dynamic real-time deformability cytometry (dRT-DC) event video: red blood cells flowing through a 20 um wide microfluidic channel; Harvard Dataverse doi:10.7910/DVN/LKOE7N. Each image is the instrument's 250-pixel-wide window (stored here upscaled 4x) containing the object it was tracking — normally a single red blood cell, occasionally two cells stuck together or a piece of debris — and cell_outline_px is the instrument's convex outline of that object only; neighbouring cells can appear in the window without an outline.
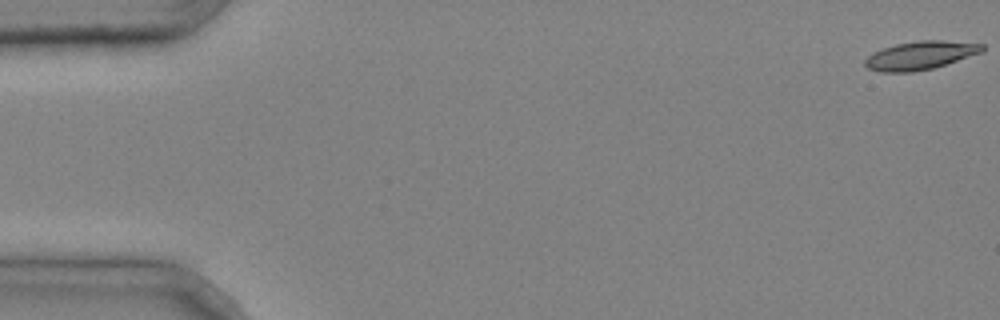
{"species": "common noctule bat (a hibernating species)", "species_latin": "Nyctalus noctula", "temperature_condition": "cold", "stored_images_in_passage": 4, "camera_frame_rate_fps": 3000, "um_per_image_px": 0.085, "animal": {"sex": "male", "body_mass_g": 20.4}, "frame": {"image": 1, "passage_image": 1, "time_ms": 0.0, "image_size_px": [1000, 320], "cell_outline_px": [[984, 48], [980, 52], [932, 68], [912, 72], [880, 72], [868, 68], [864, 64], [864, 60], [868, 56], [884, 48], [896, 44], [920, 40], [940, 40], [984, 44]], "centroid_in_image_um": [78.18, 4.71], "position_along_channel_um": 6.8, "area_um2": 18.9}}
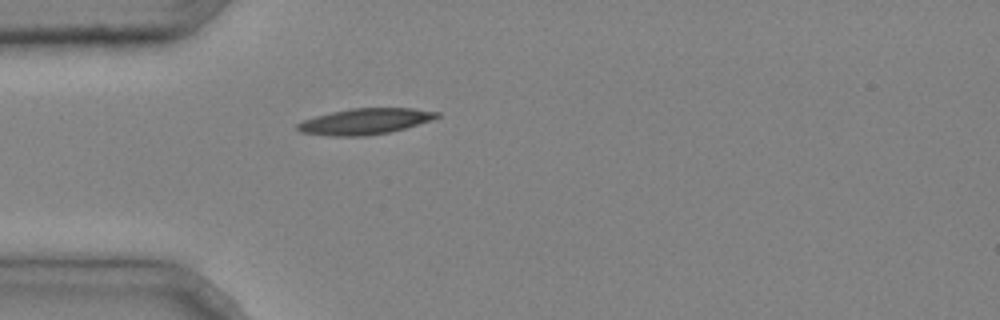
{"frame": {"image": 2, "passage_image": 4, "time_ms": 1.0, "image_size_px": [1000, 320], "cell_outline_px": [[440, 116], [432, 120], [404, 128], [388, 132], [364, 136], [328, 136], [300, 132], [296, 128], [296, 124], [304, 120], [316, 116], [332, 112], [352, 108], [412, 108], [440, 112]], "centroid_in_image_um": [31.02, 10.32], "position_along_channel_um": 54.0, "area_um2": 20.98}}